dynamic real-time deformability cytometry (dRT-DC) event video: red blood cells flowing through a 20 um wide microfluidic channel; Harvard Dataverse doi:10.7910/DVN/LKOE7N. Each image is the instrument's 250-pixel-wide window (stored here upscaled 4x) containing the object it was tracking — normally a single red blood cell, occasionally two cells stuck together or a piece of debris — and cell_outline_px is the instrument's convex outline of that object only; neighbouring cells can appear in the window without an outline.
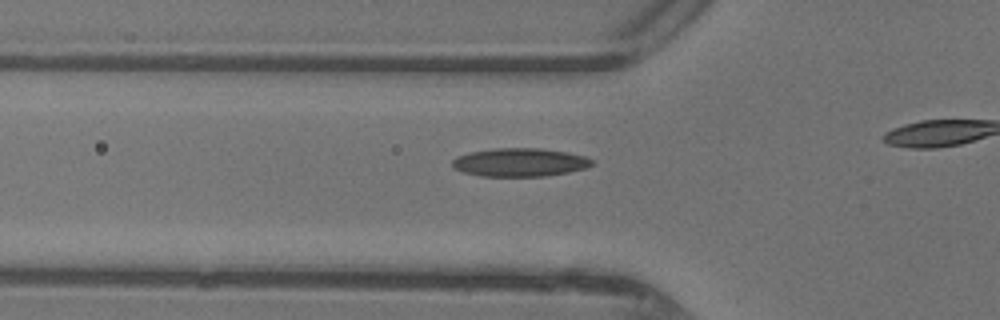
{"species": "common noctule bat (a hibernating species)", "species_latin": "Nyctalus noctula", "temperature_condition": "warm", "stored_images_in_passage": 16, "camera_frame_rate_fps": 3000, "um_per_image_px": 0.085, "animal": {"sex": "female"}, "frame": {"image": 1, "passage_image": 6, "time_ms": 1.667, "image_size_px": [1000, 320], "cell_outline_px": [[592, 164], [588, 168], [568, 172], [544, 176], [480, 176], [464, 172], [452, 168], [452, 160], [456, 156], [472, 152], [492, 148], [540, 148], [568, 152], [584, 156], [592, 160]], "centroid_in_image_um": [44.17, 13.79], "position_along_channel_um": 81.6, "area_um2": 23.12}}
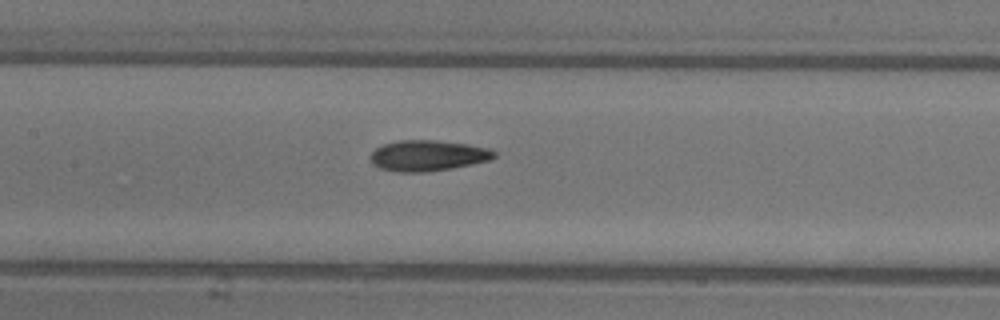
{"frame": {"image": 2, "passage_image": 12, "time_ms": 3.667, "image_size_px": [1000, 320], "cell_outline_px": [[496, 156], [488, 160], [472, 164], [452, 168], [424, 172], [396, 172], [380, 168], [372, 164], [372, 152], [376, 148], [384, 144], [400, 140], [436, 140], [468, 144], [492, 148], [496, 152]], "centroid_in_image_um": [36.4, 13.22], "position_along_channel_um": 171.0, "area_um2": 22.2}}
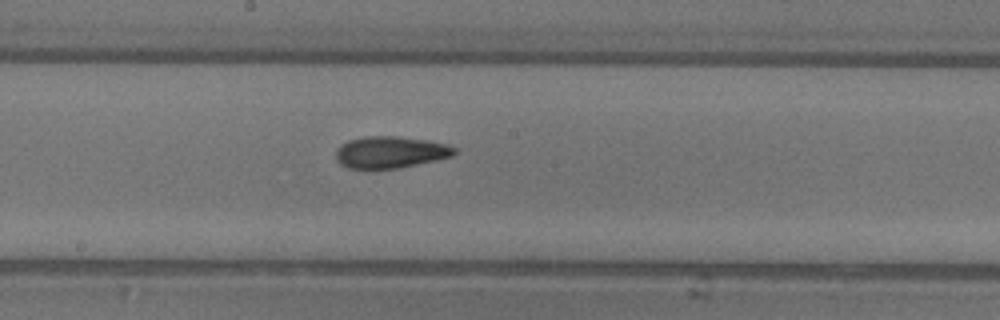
{"frame": {"image": 3, "passage_image": 15, "time_ms": 4.667, "image_size_px": [1000, 320], "cell_outline_px": [[456, 152], [452, 156], [436, 160], [396, 168], [348, 168], [340, 164], [336, 160], [336, 148], [340, 144], [348, 140], [364, 136], [396, 136], [428, 140], [448, 144], [456, 148]], "centroid_in_image_um": [33.16, 12.92], "position_along_channel_um": 215.0, "area_um2": 21.96}}